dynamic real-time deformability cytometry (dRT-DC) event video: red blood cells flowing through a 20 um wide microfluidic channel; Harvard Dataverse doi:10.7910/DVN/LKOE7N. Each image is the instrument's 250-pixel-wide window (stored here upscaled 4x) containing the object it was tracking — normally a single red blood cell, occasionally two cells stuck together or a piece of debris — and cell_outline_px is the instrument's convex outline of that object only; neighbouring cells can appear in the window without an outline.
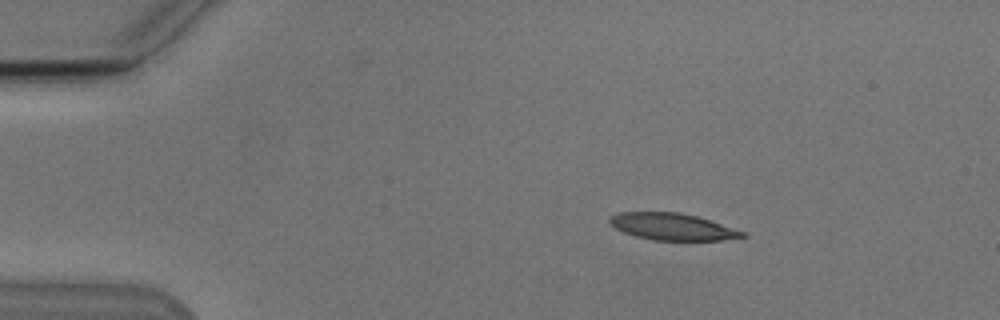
{"species": "Egyptian fruit bat (a non-hibernating species)", "species_latin": "Rousettus aegyptiacus", "temperature_condition": "cold", "stored_images_in_passage": 6, "camera_frame_rate_fps": 3000, "um_per_image_px": 0.085, "animal": {"sex": "male"}, "frame": {"image": 1, "passage_image": 2, "time_ms": 1.333, "image_size_px": [1000, 320], "cell_outline_px": [[748, 236], [720, 240], [652, 240], [636, 236], [624, 232], [608, 224], [608, 216], [620, 212], [680, 212], [696, 216], [744, 232]], "centroid_in_image_um": [57.07, 19.26], "position_along_channel_um": 27.9, "area_um2": 20.58}}